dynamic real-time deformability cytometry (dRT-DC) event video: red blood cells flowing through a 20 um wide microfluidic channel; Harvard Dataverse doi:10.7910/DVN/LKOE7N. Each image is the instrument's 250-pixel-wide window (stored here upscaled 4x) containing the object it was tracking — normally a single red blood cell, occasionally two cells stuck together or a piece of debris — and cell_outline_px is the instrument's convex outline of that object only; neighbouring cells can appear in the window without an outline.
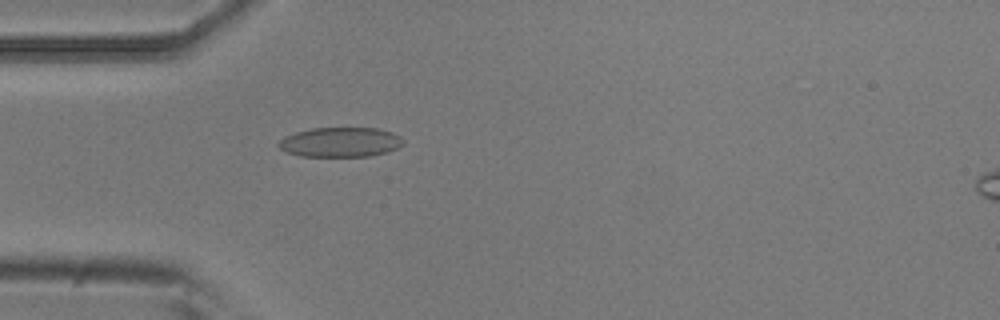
{"species": "common noctule bat (a hibernating species)", "species_latin": "Nyctalus noctula", "temperature_condition": "room temperature", "stored_images_in_passage": 4, "camera_frame_rate_fps": 3000, "um_per_image_px": 0.085, "animal": {"sex": "male", "body_mass_g": 20.5, "forearm_length_mm": 52.5}, "frame": {"image": 1, "passage_image": 4, "time_ms": 1.0, "image_size_px": [1000, 320], "cell_outline_px": [[404, 144], [388, 152], [368, 156], [300, 156], [288, 152], [280, 148], [276, 144], [284, 136], [296, 132], [312, 128], [376, 128], [392, 132], [400, 136], [404, 140]], "centroid_in_image_um": [28.94, 12.08], "position_along_channel_um": 56.1, "area_um2": 21.56}}